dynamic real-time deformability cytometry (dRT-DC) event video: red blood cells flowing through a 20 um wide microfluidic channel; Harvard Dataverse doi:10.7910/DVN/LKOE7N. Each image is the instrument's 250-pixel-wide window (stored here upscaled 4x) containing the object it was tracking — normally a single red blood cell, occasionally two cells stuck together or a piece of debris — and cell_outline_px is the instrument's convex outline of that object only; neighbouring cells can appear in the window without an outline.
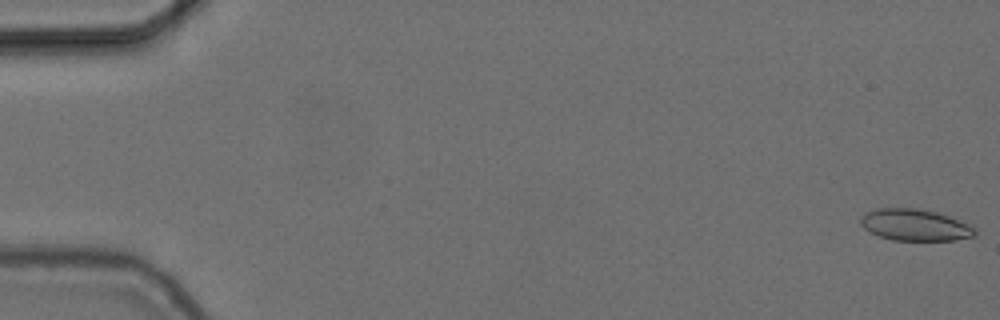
{"species": "common noctule bat (a hibernating species)", "species_latin": "Nyctalus noctula", "temperature_condition": "cold", "stored_images_in_passage": 56, "camera_frame_rate_fps": 3000, "um_per_image_px": 0.085, "animal": {"sex": "female", "body_mass_g": 24.6, "forearm_length_mm": 56.2}, "frame": {"image": 1, "passage_image": 1, "time_ms": 0.0, "image_size_px": [1000, 320], "cell_outline_px": [[976, 236], [956, 240], [892, 240], [880, 236], [864, 228], [860, 224], [860, 216], [864, 212], [876, 208], [916, 208], [936, 212], [948, 216], [976, 228]], "centroid_in_image_um": [77.75, 19.12], "position_along_channel_um": 7.3, "area_um2": 21.04}}
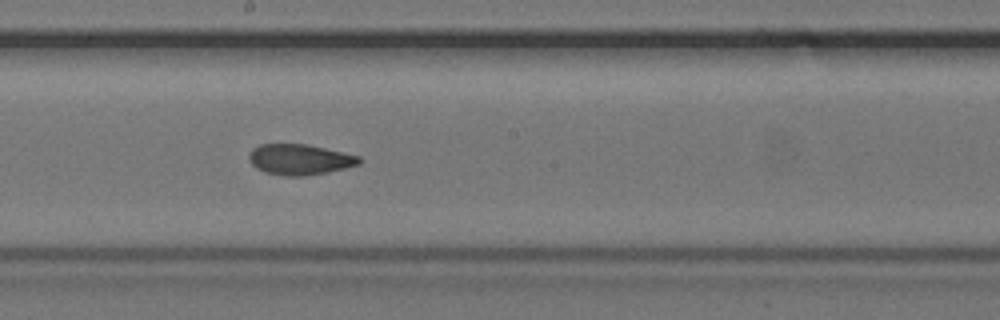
{"frame": {"image": 2, "passage_image": 31, "time_ms": 10.0, "image_size_px": [1000, 320], "cell_outline_px": [[364, 160], [360, 164], [328, 172], [304, 176], [288, 176], [264, 172], [256, 168], [248, 160], [248, 156], [252, 148], [260, 144], [308, 144], [360, 156]], "centroid_in_image_um": [25.48, 13.55], "position_along_channel_um": 222.7, "area_um2": 19.83}}
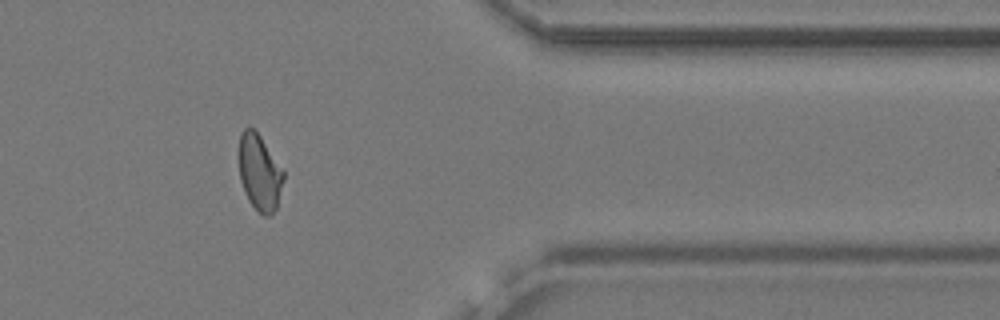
{"frame": {"image": 3, "passage_image": 46, "time_ms": 15.0, "image_size_px": [1000, 320], "cell_outline_px": [[284, 180], [276, 208], [268, 216], [264, 216], [248, 200], [240, 180], [240, 132], [244, 128], [252, 128], [260, 136], [284, 172]], "centroid_in_image_um": [22.07, 14.67], "position_along_channel_um": 389.3, "area_um2": 19.25}}